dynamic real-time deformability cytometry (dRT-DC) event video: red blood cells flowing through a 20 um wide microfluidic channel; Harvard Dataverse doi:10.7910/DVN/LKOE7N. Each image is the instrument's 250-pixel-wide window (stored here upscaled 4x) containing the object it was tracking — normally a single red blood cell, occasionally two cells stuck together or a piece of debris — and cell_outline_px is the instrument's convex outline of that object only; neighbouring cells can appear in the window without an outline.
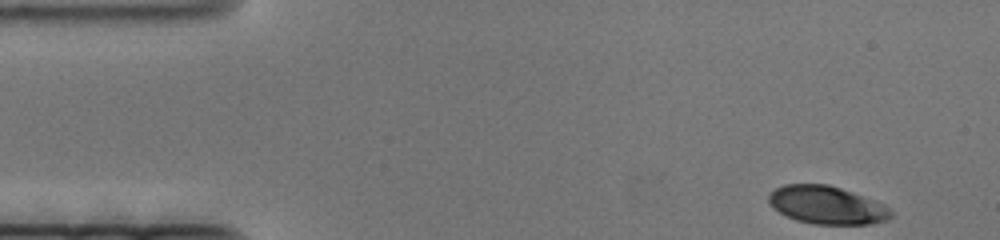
{"species": "human", "species_latin": "Homo sapiens", "temperature_condition": "cold", "stored_images_in_passage": 64, "camera_frame_rate_fps": 3000, "um_per_image_px": 0.085, "donor": {"sex": "female"}, "frame": {"image": 1, "passage_image": 1, "time_ms": 0.0, "image_size_px": [1000, 240], "cell_outline_px": [[892, 216], [888, 220], [868, 224], [812, 224], [796, 220], [780, 212], [768, 200], [768, 192], [784, 184], [828, 184], [852, 192], [884, 204], [892, 212]], "centroid_in_image_um": [70.28, 17.43], "position_along_channel_um": 14.7, "area_um2": 26.88}}
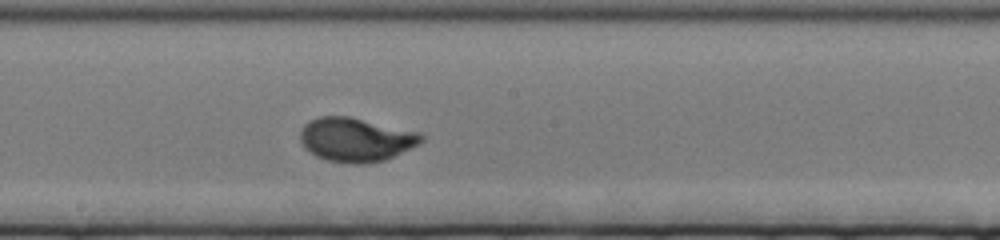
{"frame": {"image": 2, "passage_image": 37, "time_ms": 12.0, "image_size_px": [1000, 240], "cell_outline_px": [[424, 140], [420, 144], [384, 160], [364, 164], [348, 164], [328, 160], [316, 156], [304, 148], [300, 140], [300, 128], [304, 124], [320, 116], [348, 116], [420, 132], [424, 136]], "centroid_in_image_um": [30.24, 11.87], "position_along_channel_um": 218.0, "area_um2": 31.1}}
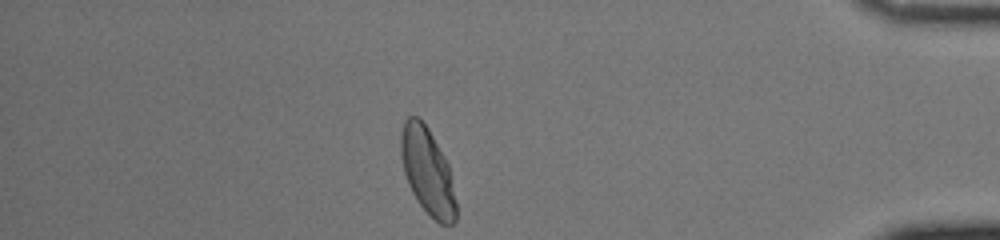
{"frame": {"image": 3, "passage_image": 64, "time_ms": 21.0, "image_size_px": [1000, 240], "cell_outline_px": [[456, 220], [452, 224], [440, 224], [420, 204], [412, 192], [408, 184], [404, 172], [400, 156], [400, 132], [404, 120], [408, 116], [416, 116], [428, 128], [444, 156], [448, 164], [456, 200]], "centroid_in_image_um": [36.32, 14.54], "position_along_channel_um": 398.9, "area_um2": 27.63}}